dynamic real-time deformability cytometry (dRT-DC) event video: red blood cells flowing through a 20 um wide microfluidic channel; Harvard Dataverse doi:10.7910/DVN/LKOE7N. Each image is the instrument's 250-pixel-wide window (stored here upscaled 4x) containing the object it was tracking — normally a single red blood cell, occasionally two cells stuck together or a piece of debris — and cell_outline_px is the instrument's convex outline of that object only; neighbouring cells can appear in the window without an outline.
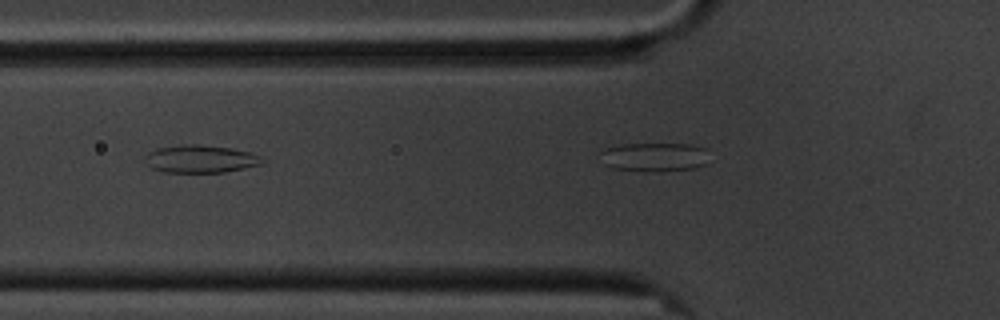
{"species": "common noctule bat (a hibernating species)", "species_latin": "Nyctalus noctula", "temperature_condition": "cold", "stored_images_in_passage": 18, "segment_of_instrument_passage": [2, 2], "camera_frame_rate_fps": 3000, "um_per_image_px": 0.085, "animal": {"sex": "male", "body_mass_g": 20.1, "forearm_length_mm": 53.5}, "frame": {"image": 1, "passage_image": 18, "time_ms": 5.667, "image_size_px": [1000, 320], "cell_outline_px": [[708, 148], [704, 164], [696, 168], [660, 172], [644, 172], [612, 168], [604, 164], [600, 152], [604, 148], [620, 144], [688, 144]], "centroid_in_image_um": [55.6, 13.35], "position_along_channel_um": 70.2, "area_um2": 18.61}}